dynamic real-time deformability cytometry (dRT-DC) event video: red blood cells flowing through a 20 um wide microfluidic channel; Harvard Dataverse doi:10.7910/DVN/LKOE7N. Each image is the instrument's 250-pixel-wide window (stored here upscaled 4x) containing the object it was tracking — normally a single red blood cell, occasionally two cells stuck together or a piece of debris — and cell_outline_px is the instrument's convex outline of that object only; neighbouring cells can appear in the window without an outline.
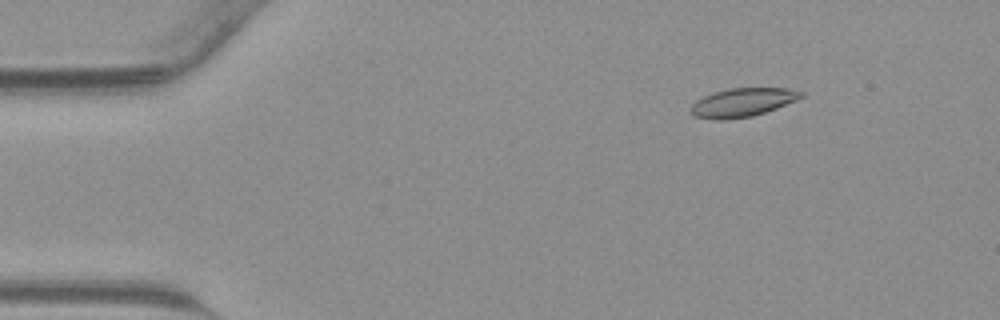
{"species": "common noctule bat (a hibernating species)", "species_latin": "Nyctalus noctula", "temperature_condition": "warm", "stored_images_in_passage": 44, "camera_frame_rate_fps": 3000, "um_per_image_px": 0.085, "animal": {"sex": "male", "body_mass_g": 23.1, "forearm_length_mm": 52.7}, "frame": {"image": 1, "passage_image": 6, "time_ms": 1.667, "image_size_px": [1000, 320], "cell_outline_px": [[804, 96], [796, 100], [776, 108], [752, 116], [728, 120], [712, 120], [692, 116], [688, 112], [688, 108], [696, 100], [712, 92], [728, 88], [788, 88], [804, 92]], "centroid_in_image_um": [63.04, 8.72], "position_along_channel_um": 22.0, "area_um2": 18.73}}
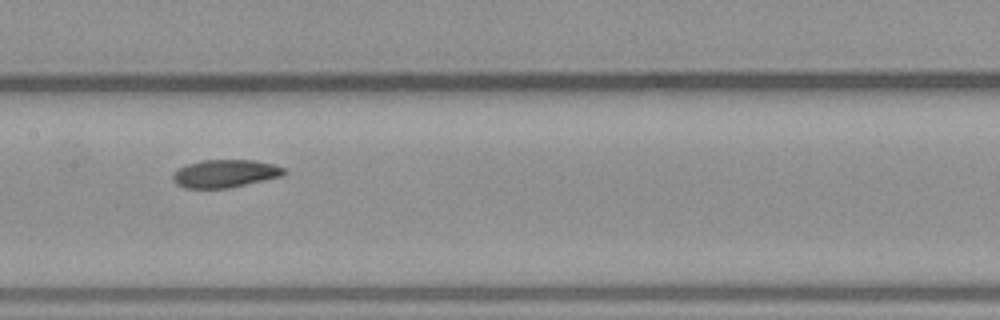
{"frame": {"image": 2, "passage_image": 22, "time_ms": 7.0, "image_size_px": [1000, 320], "cell_outline_px": [[288, 172], [284, 176], [228, 188], [184, 188], [176, 184], [172, 180], [172, 176], [180, 168], [188, 164], [204, 160], [256, 160], [272, 164], [284, 168]], "centroid_in_image_um": [19.17, 14.76], "position_along_channel_um": 188.2, "area_um2": 18.03}}
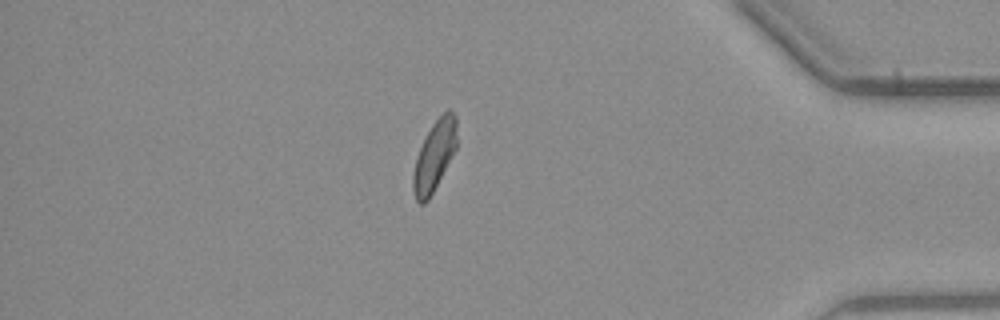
{"frame": {"image": 3, "passage_image": 38, "time_ms": 12.333, "image_size_px": [1000, 320], "cell_outline_px": [[456, 148], [428, 200], [424, 204], [420, 204], [416, 200], [412, 192], [412, 176], [416, 156], [432, 124], [448, 108], [456, 116]], "centroid_in_image_um": [36.9, 13.27], "position_along_channel_um": 398.3, "area_um2": 17.57}}